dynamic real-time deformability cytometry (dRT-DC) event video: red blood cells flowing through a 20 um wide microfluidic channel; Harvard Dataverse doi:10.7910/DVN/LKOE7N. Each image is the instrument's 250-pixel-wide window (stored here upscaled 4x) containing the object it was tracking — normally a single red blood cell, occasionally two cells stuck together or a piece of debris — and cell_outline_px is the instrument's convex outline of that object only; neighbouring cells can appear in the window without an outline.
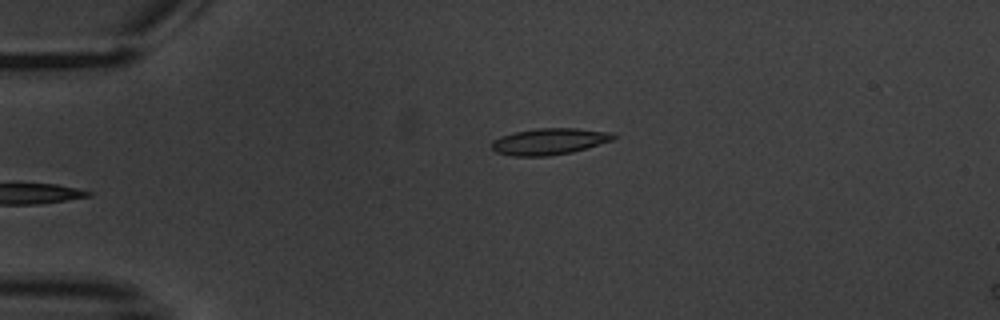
{"species": "common noctule bat (a hibernating species)", "species_latin": "Nyctalus noctula", "temperature_condition": "warm", "stored_images_in_passage": 2, "camera_frame_rate_fps": 3000, "um_per_image_px": 0.085, "animal": {"sex": "male", "body_mass_g": 20.1, "forearm_length_mm": 53.5}, "frame": {"image": 1, "passage_image": 2, "time_ms": 1.0, "image_size_px": [1000, 320], "cell_outline_px": [[616, 136], [612, 140], [572, 152], [548, 156], [512, 156], [496, 152], [492, 148], [492, 140], [500, 136], [516, 132], [536, 128], [576, 128], [612, 132]], "centroid_in_image_um": [46.67, 12.02], "position_along_channel_um": 38.3, "area_um2": 18.67}}